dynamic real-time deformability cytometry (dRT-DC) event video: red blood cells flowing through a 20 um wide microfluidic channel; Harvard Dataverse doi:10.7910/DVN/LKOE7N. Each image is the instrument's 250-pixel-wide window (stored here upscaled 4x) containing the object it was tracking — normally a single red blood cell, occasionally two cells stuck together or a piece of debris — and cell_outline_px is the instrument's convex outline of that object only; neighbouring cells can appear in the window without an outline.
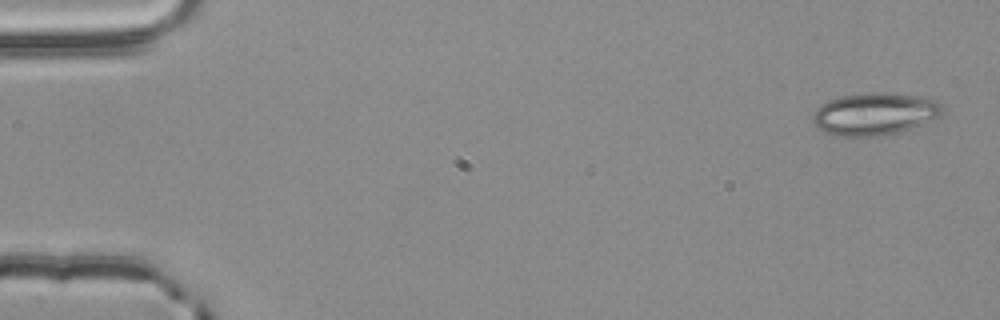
{"species": "common noctule bat (a hibernating species)", "species_latin": "Nyctalus noctula", "temperature_condition": "room temperature", "stored_images_in_passage": 53, "camera_frame_rate_fps": 3000, "um_per_image_px": 0.085, "animal": {"sex": "male", "body_mass_g": 20.4}, "frame": {"image": 1, "passage_image": 1, "time_ms": 0.0, "image_size_px": [1000, 320], "cell_outline_px": [[944, 112], [940, 116], [920, 124], [896, 132], [876, 136], [836, 136], [824, 132], [812, 120], [812, 116], [820, 104], [828, 100], [844, 96], [868, 92], [876, 92], [912, 96], [936, 100], [944, 108]], "centroid_in_image_um": [74.31, 9.68], "position_along_channel_um": 10.7, "area_um2": 31.39}}
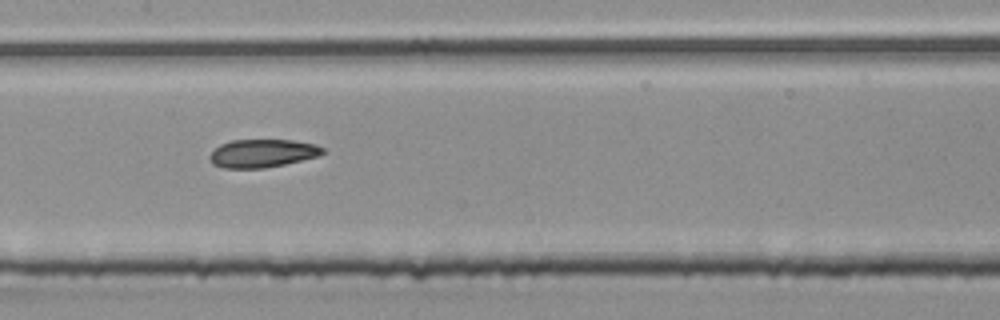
{"frame": {"image": 2, "passage_image": 26, "time_ms": 8.333, "image_size_px": [1000, 320], "cell_outline_px": [[324, 152], [320, 156], [284, 164], [264, 168], [224, 168], [212, 164], [208, 156], [220, 144], [232, 140], [292, 140], [316, 144], [324, 148]], "centroid_in_image_um": [22.31, 13.03], "position_along_channel_um": 185.1, "area_um2": 18.55}}
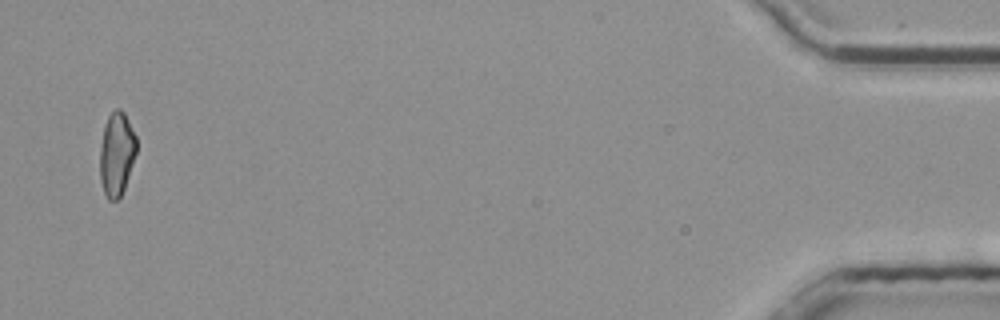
{"frame": {"image": 3, "passage_image": 52, "time_ms": 17.0, "image_size_px": [1000, 320], "cell_outline_px": [[136, 152], [124, 188], [120, 196], [116, 200], [108, 200], [104, 192], [100, 180], [100, 148], [104, 124], [108, 116], [116, 108], [120, 108], [124, 112], [136, 136]], "centroid_in_image_um": [9.9, 13.06], "position_along_channel_um": 425.3, "area_um2": 17.69}, "authors_computed_cell_mechanics": {"area_um2": 19.0162, "velocity_mm_per_s": 3.8358, "shape_relaxation_time_tau1_ms": null, "shape_relaxation_time_tau2_ms": 4.4673, "deformation_change_tau1": null, "deformation_change_tau2": 0.1251}}